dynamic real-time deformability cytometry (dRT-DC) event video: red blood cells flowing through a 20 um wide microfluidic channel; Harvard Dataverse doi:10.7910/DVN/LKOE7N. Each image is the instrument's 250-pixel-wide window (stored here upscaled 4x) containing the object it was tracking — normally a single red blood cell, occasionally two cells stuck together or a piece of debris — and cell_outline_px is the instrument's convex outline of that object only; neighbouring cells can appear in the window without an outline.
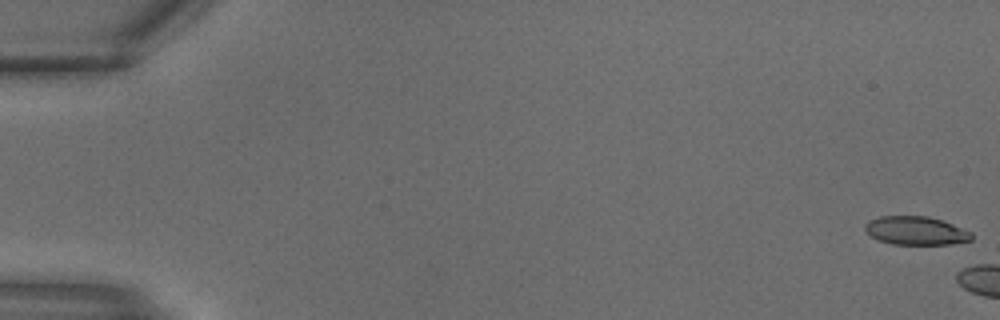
{"species": "common noctule bat (a hibernating species)", "species_latin": "Nyctalus noctula", "temperature_condition": "warm", "stored_images_in_passage": 3, "camera_frame_rate_fps": 3000, "um_per_image_px": 0.085, "animal": {"sex": "male", "body_mass_g": 18.8}, "frame": {"image": 1, "passage_image": 1, "time_ms": 0.0, "image_size_px": [1000, 320], "cell_outline_px": [[972, 240], [952, 244], [892, 244], [880, 240], [872, 236], [864, 228], [864, 224], [868, 220], [880, 216], [928, 216], [944, 220], [972, 232]], "centroid_in_image_um": [77.87, 19.59], "position_along_channel_um": 7.1, "area_um2": 17.74}}